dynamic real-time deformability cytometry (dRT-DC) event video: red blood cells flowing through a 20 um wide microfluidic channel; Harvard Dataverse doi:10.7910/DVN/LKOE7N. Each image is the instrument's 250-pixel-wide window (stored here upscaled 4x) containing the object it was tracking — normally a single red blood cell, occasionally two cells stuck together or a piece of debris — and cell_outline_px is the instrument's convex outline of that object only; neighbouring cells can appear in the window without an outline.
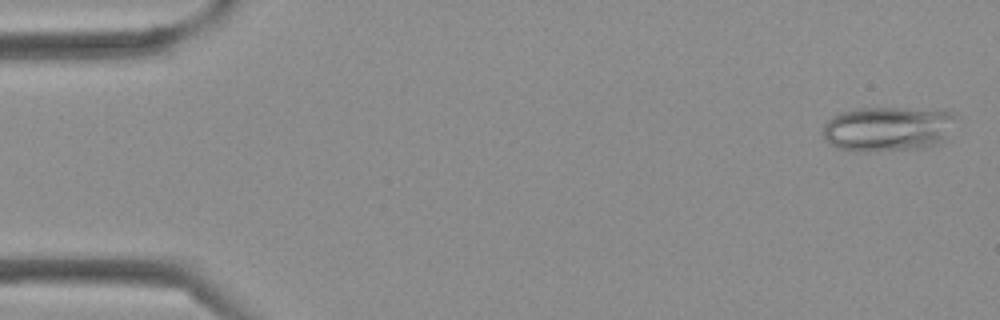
{"species": "Egyptian fruit bat (a non-hibernating species)", "species_latin": "Rousettus aegyptiacus", "temperature_condition": "cold", "stored_images_in_passage": 39, "camera_frame_rate_fps": 3000, "um_per_image_px": 0.085, "frame": {"image": 1, "passage_image": 1, "time_ms": 0.0, "image_size_px": [1000, 320], "cell_outline_px": [[952, 116], [944, 140], [936, 144], [920, 148], [876, 152], [864, 152], [836, 148], [828, 144], [824, 140], [824, 124], [832, 116], [840, 112], [856, 108], [904, 108], [952, 112]], "centroid_in_image_um": [75.33, 10.97], "position_along_channel_um": 9.7, "area_um2": 34.39}}
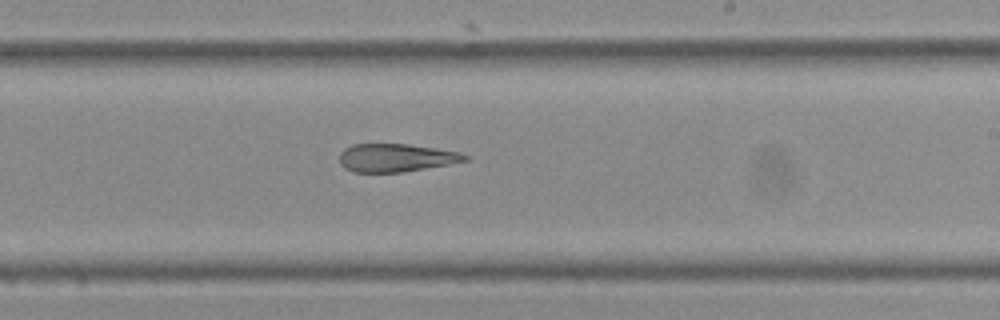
{"frame": {"image": 2, "passage_image": 23, "time_ms": 7.333, "image_size_px": [1000, 320], "cell_outline_px": [[468, 160], [448, 164], [404, 172], [352, 172], [344, 168], [340, 164], [340, 152], [344, 148], [352, 144], [408, 144], [436, 148], [460, 152], [468, 156]], "centroid_in_image_um": [33.63, 13.41], "position_along_channel_um": 255.4, "area_um2": 20.58}}
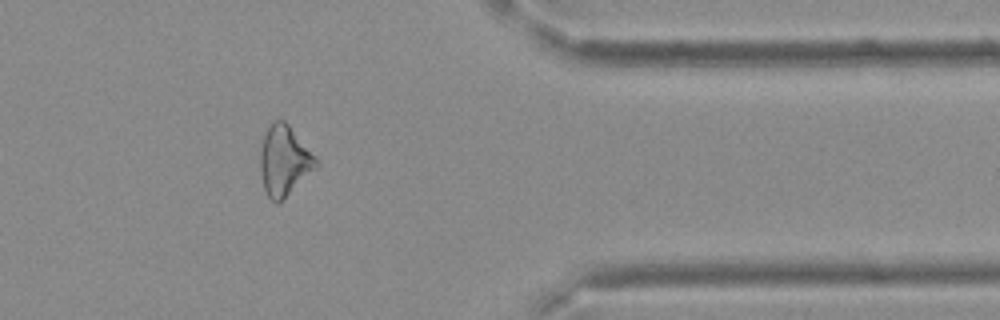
{"frame": {"image": 3, "passage_image": 32, "time_ms": 10.333, "image_size_px": [1000, 320], "cell_outline_px": [[320, 164], [284, 200], [276, 204], [268, 196], [264, 188], [260, 172], [260, 148], [264, 132], [272, 120], [284, 120], [288, 124], [320, 160]], "centroid_in_image_um": [24.17, 13.66], "position_along_channel_um": 387.2, "area_um2": 23.24}}